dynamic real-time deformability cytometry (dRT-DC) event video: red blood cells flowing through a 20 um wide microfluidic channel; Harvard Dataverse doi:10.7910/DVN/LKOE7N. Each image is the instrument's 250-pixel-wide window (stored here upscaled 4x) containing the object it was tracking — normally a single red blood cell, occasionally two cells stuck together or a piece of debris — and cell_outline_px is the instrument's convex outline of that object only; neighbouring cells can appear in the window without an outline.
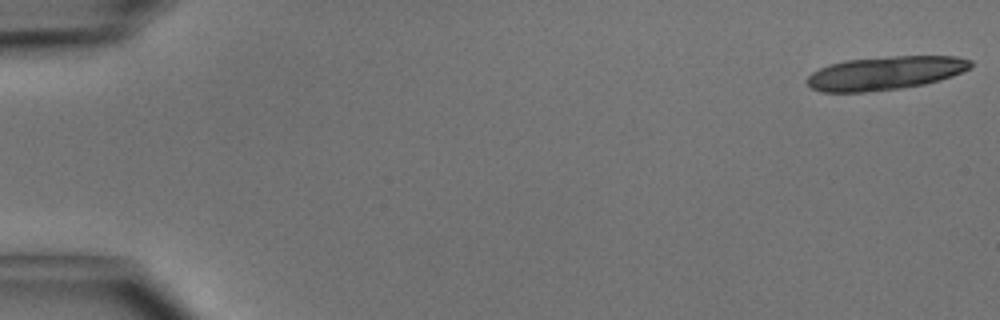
{"species": "common noctule bat (a hibernating species)", "species_latin": "Nyctalus noctula", "temperature_condition": "cold", "stored_images_in_passage": 18, "camera_frame_rate_fps": 3000, "um_per_image_px": 0.085, "animal": {"sex": "male", "body_mass_g": 15.6}, "frame": {"image": 1, "passage_image": 1, "time_ms": 0.0, "image_size_px": [1000, 320], "cell_outline_px": [[972, 64], [968, 68], [952, 76], [940, 80], [924, 84], [900, 88], [864, 92], [820, 92], [812, 88], [808, 84], [808, 76], [812, 72], [828, 64], [848, 60], [888, 56], [956, 56], [972, 60]], "centroid_in_image_um": [75.23, 6.21], "position_along_channel_um": 9.8, "area_um2": 31.79}}